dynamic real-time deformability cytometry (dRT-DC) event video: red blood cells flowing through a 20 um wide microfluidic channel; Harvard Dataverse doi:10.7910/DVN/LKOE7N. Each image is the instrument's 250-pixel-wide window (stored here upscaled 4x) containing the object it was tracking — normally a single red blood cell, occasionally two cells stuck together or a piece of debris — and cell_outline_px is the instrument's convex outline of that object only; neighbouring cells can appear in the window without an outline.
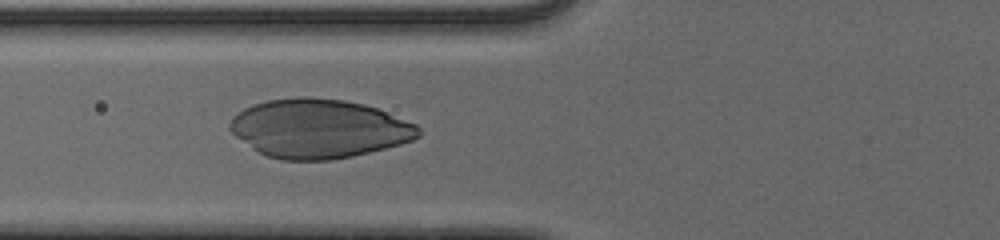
{"species": "human", "species_latin": "Homo sapiens", "temperature_condition": "cold", "stored_images_in_passage": 22, "camera_frame_rate_fps": 3000, "um_per_image_px": 0.085, "donor": {"sex": "male"}, "frame": {"image": 1, "passage_image": 3, "time_ms": 0.667, "image_size_px": [1000, 240], "cell_outline_px": [[420, 136], [412, 140], [400, 144], [352, 156], [332, 160], [280, 160], [268, 156], [252, 148], [236, 136], [228, 128], [228, 124], [232, 116], [236, 112], [252, 104], [268, 100], [300, 96], [308, 96], [344, 100], [364, 104], [376, 108], [416, 124], [420, 128]], "centroid_in_image_um": [27.07, 10.92], "position_along_channel_um": 98.7, "area_um2": 64.74}}
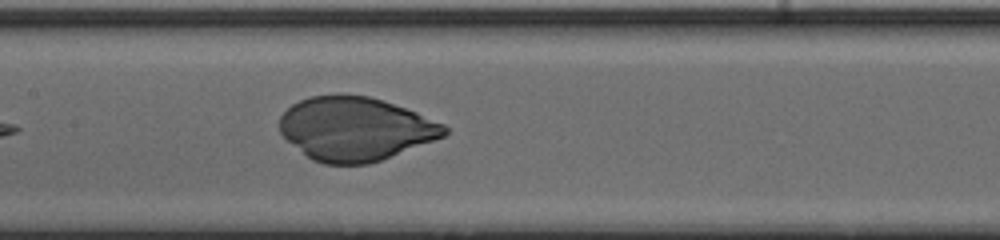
{"frame": {"image": 2, "passage_image": 9, "time_ms": 2.667, "image_size_px": [1000, 240], "cell_outline_px": [[448, 132], [444, 136], [380, 160], [368, 164], [324, 164], [312, 160], [288, 140], [280, 132], [280, 116], [292, 104], [308, 96], [368, 96], [384, 100], [416, 112], [444, 124], [448, 128]], "centroid_in_image_um": [30.2, 10.96], "position_along_channel_um": 177.2, "area_um2": 60.34}}
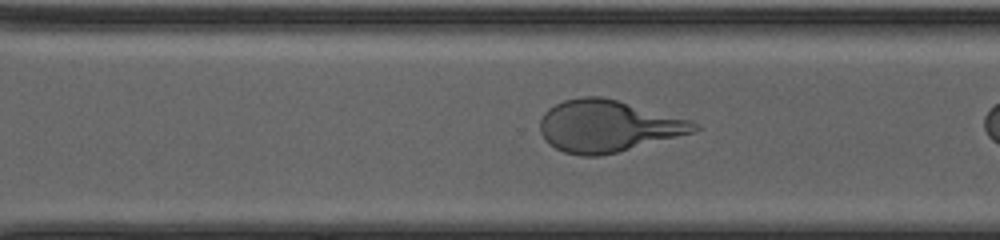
{"frame": {"image": 3, "passage_image": 17, "time_ms": 5.333, "image_size_px": [1000, 240], "cell_outline_px": [[700, 128], [692, 132], [616, 152], [600, 156], [580, 156], [564, 152], [548, 144], [540, 132], [540, 120], [544, 112], [548, 108], [564, 100], [584, 96], [600, 96], [616, 100], [692, 120], [700, 124]], "centroid_in_image_um": [51.62, 10.71], "position_along_channel_um": 319.0, "area_um2": 46.12}}